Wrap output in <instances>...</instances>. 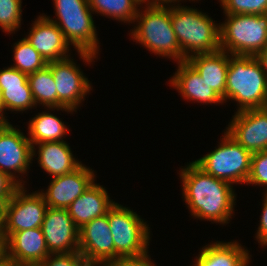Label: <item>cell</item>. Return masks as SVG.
<instances>
[{
    "label": "cell",
    "instance_id": "obj_1",
    "mask_svg": "<svg viewBox=\"0 0 267 266\" xmlns=\"http://www.w3.org/2000/svg\"><path fill=\"white\" fill-rule=\"evenodd\" d=\"M180 169L182 196L191 216L201 221L229 224L237 200L233 185L207 174L193 161Z\"/></svg>",
    "mask_w": 267,
    "mask_h": 266
},
{
    "label": "cell",
    "instance_id": "obj_2",
    "mask_svg": "<svg viewBox=\"0 0 267 266\" xmlns=\"http://www.w3.org/2000/svg\"><path fill=\"white\" fill-rule=\"evenodd\" d=\"M55 19L43 14L63 32L66 41L77 50L79 58L93 64L100 50L99 38L88 0H53Z\"/></svg>",
    "mask_w": 267,
    "mask_h": 266
},
{
    "label": "cell",
    "instance_id": "obj_3",
    "mask_svg": "<svg viewBox=\"0 0 267 266\" xmlns=\"http://www.w3.org/2000/svg\"><path fill=\"white\" fill-rule=\"evenodd\" d=\"M171 23L183 61L196 54L220 50V23L199 9L171 6Z\"/></svg>",
    "mask_w": 267,
    "mask_h": 266
},
{
    "label": "cell",
    "instance_id": "obj_4",
    "mask_svg": "<svg viewBox=\"0 0 267 266\" xmlns=\"http://www.w3.org/2000/svg\"><path fill=\"white\" fill-rule=\"evenodd\" d=\"M237 103V111L267 107V76L253 55H233L227 70L225 103Z\"/></svg>",
    "mask_w": 267,
    "mask_h": 266
},
{
    "label": "cell",
    "instance_id": "obj_5",
    "mask_svg": "<svg viewBox=\"0 0 267 266\" xmlns=\"http://www.w3.org/2000/svg\"><path fill=\"white\" fill-rule=\"evenodd\" d=\"M142 6L135 17L136 24L130 30V37L155 55L172 58L177 63L183 61L171 23V6Z\"/></svg>",
    "mask_w": 267,
    "mask_h": 266
},
{
    "label": "cell",
    "instance_id": "obj_6",
    "mask_svg": "<svg viewBox=\"0 0 267 266\" xmlns=\"http://www.w3.org/2000/svg\"><path fill=\"white\" fill-rule=\"evenodd\" d=\"M267 48V14L225 15L220 23V50L253 55Z\"/></svg>",
    "mask_w": 267,
    "mask_h": 266
},
{
    "label": "cell",
    "instance_id": "obj_7",
    "mask_svg": "<svg viewBox=\"0 0 267 266\" xmlns=\"http://www.w3.org/2000/svg\"><path fill=\"white\" fill-rule=\"evenodd\" d=\"M108 221L116 261L124 257H137L149 251L150 227L136 212L115 202L108 210Z\"/></svg>",
    "mask_w": 267,
    "mask_h": 266
},
{
    "label": "cell",
    "instance_id": "obj_8",
    "mask_svg": "<svg viewBox=\"0 0 267 266\" xmlns=\"http://www.w3.org/2000/svg\"><path fill=\"white\" fill-rule=\"evenodd\" d=\"M213 151L193 161L204 172L232 185L246 184L252 154L224 131Z\"/></svg>",
    "mask_w": 267,
    "mask_h": 266
},
{
    "label": "cell",
    "instance_id": "obj_9",
    "mask_svg": "<svg viewBox=\"0 0 267 266\" xmlns=\"http://www.w3.org/2000/svg\"><path fill=\"white\" fill-rule=\"evenodd\" d=\"M20 186L3 205L2 242L13 232L39 228L48 209L44 197L38 192H28Z\"/></svg>",
    "mask_w": 267,
    "mask_h": 266
},
{
    "label": "cell",
    "instance_id": "obj_10",
    "mask_svg": "<svg viewBox=\"0 0 267 266\" xmlns=\"http://www.w3.org/2000/svg\"><path fill=\"white\" fill-rule=\"evenodd\" d=\"M16 127L10 122L0 124V171L19 186H25L24 175H28L27 171L33 163L32 145L28 137Z\"/></svg>",
    "mask_w": 267,
    "mask_h": 266
},
{
    "label": "cell",
    "instance_id": "obj_11",
    "mask_svg": "<svg viewBox=\"0 0 267 266\" xmlns=\"http://www.w3.org/2000/svg\"><path fill=\"white\" fill-rule=\"evenodd\" d=\"M57 89V108L66 107L77 112L78 107L92 91V84L81 68L69 56L48 62Z\"/></svg>",
    "mask_w": 267,
    "mask_h": 266
},
{
    "label": "cell",
    "instance_id": "obj_12",
    "mask_svg": "<svg viewBox=\"0 0 267 266\" xmlns=\"http://www.w3.org/2000/svg\"><path fill=\"white\" fill-rule=\"evenodd\" d=\"M79 252L88 266H111L116 262L108 211L79 229Z\"/></svg>",
    "mask_w": 267,
    "mask_h": 266
},
{
    "label": "cell",
    "instance_id": "obj_13",
    "mask_svg": "<svg viewBox=\"0 0 267 266\" xmlns=\"http://www.w3.org/2000/svg\"><path fill=\"white\" fill-rule=\"evenodd\" d=\"M225 131L251 154L267 150V107L235 112Z\"/></svg>",
    "mask_w": 267,
    "mask_h": 266
},
{
    "label": "cell",
    "instance_id": "obj_14",
    "mask_svg": "<svg viewBox=\"0 0 267 266\" xmlns=\"http://www.w3.org/2000/svg\"><path fill=\"white\" fill-rule=\"evenodd\" d=\"M96 177L94 170L81 164L73 172L51 178L48 188L38 192L49 208L67 209L92 185Z\"/></svg>",
    "mask_w": 267,
    "mask_h": 266
},
{
    "label": "cell",
    "instance_id": "obj_15",
    "mask_svg": "<svg viewBox=\"0 0 267 266\" xmlns=\"http://www.w3.org/2000/svg\"><path fill=\"white\" fill-rule=\"evenodd\" d=\"M41 229L51 254L79 251V229L67 209H47Z\"/></svg>",
    "mask_w": 267,
    "mask_h": 266
},
{
    "label": "cell",
    "instance_id": "obj_16",
    "mask_svg": "<svg viewBox=\"0 0 267 266\" xmlns=\"http://www.w3.org/2000/svg\"><path fill=\"white\" fill-rule=\"evenodd\" d=\"M2 248L21 266H35L51 254L41 227L11 233L2 242Z\"/></svg>",
    "mask_w": 267,
    "mask_h": 266
},
{
    "label": "cell",
    "instance_id": "obj_17",
    "mask_svg": "<svg viewBox=\"0 0 267 266\" xmlns=\"http://www.w3.org/2000/svg\"><path fill=\"white\" fill-rule=\"evenodd\" d=\"M31 26L25 38L47 62L68 58L71 55V45L66 41L63 32L43 14L37 16Z\"/></svg>",
    "mask_w": 267,
    "mask_h": 266
},
{
    "label": "cell",
    "instance_id": "obj_18",
    "mask_svg": "<svg viewBox=\"0 0 267 266\" xmlns=\"http://www.w3.org/2000/svg\"><path fill=\"white\" fill-rule=\"evenodd\" d=\"M0 102L4 113V123L9 122L6 111L26 112L37 108L28 83V75L12 66L0 69Z\"/></svg>",
    "mask_w": 267,
    "mask_h": 266
},
{
    "label": "cell",
    "instance_id": "obj_19",
    "mask_svg": "<svg viewBox=\"0 0 267 266\" xmlns=\"http://www.w3.org/2000/svg\"><path fill=\"white\" fill-rule=\"evenodd\" d=\"M177 64V71L169 80V84L178 91L183 99L203 103L202 105L224 104L223 98L209 87L187 60Z\"/></svg>",
    "mask_w": 267,
    "mask_h": 266
},
{
    "label": "cell",
    "instance_id": "obj_20",
    "mask_svg": "<svg viewBox=\"0 0 267 266\" xmlns=\"http://www.w3.org/2000/svg\"><path fill=\"white\" fill-rule=\"evenodd\" d=\"M37 154L39 166L52 178L73 172L82 164L75 158L66 141L34 144L32 145V157Z\"/></svg>",
    "mask_w": 267,
    "mask_h": 266
},
{
    "label": "cell",
    "instance_id": "obj_21",
    "mask_svg": "<svg viewBox=\"0 0 267 266\" xmlns=\"http://www.w3.org/2000/svg\"><path fill=\"white\" fill-rule=\"evenodd\" d=\"M115 203L108 195V191L99 183L92 185L67 208L76 227L80 229L91 220L107 214Z\"/></svg>",
    "mask_w": 267,
    "mask_h": 266
},
{
    "label": "cell",
    "instance_id": "obj_22",
    "mask_svg": "<svg viewBox=\"0 0 267 266\" xmlns=\"http://www.w3.org/2000/svg\"><path fill=\"white\" fill-rule=\"evenodd\" d=\"M248 249L237 241H216L200 249L190 266H249L252 262Z\"/></svg>",
    "mask_w": 267,
    "mask_h": 266
},
{
    "label": "cell",
    "instance_id": "obj_23",
    "mask_svg": "<svg viewBox=\"0 0 267 266\" xmlns=\"http://www.w3.org/2000/svg\"><path fill=\"white\" fill-rule=\"evenodd\" d=\"M229 60L230 54L223 50L196 54L187 59L209 87L223 98L224 103Z\"/></svg>",
    "mask_w": 267,
    "mask_h": 266
},
{
    "label": "cell",
    "instance_id": "obj_24",
    "mask_svg": "<svg viewBox=\"0 0 267 266\" xmlns=\"http://www.w3.org/2000/svg\"><path fill=\"white\" fill-rule=\"evenodd\" d=\"M49 109V110H48ZM65 111L73 114L76 112L72 109L62 108H47L48 111H42L37 113L34 117L29 120L28 123V139L31 145L42 143V142H55L64 141L63 138L69 133V128L61 118L57 117L51 111Z\"/></svg>",
    "mask_w": 267,
    "mask_h": 266
},
{
    "label": "cell",
    "instance_id": "obj_25",
    "mask_svg": "<svg viewBox=\"0 0 267 266\" xmlns=\"http://www.w3.org/2000/svg\"><path fill=\"white\" fill-rule=\"evenodd\" d=\"M93 13L123 23L134 24L135 17L143 3L140 0H88Z\"/></svg>",
    "mask_w": 267,
    "mask_h": 266
},
{
    "label": "cell",
    "instance_id": "obj_26",
    "mask_svg": "<svg viewBox=\"0 0 267 266\" xmlns=\"http://www.w3.org/2000/svg\"><path fill=\"white\" fill-rule=\"evenodd\" d=\"M28 83L36 106L57 108V89L48 66L29 74Z\"/></svg>",
    "mask_w": 267,
    "mask_h": 266
},
{
    "label": "cell",
    "instance_id": "obj_27",
    "mask_svg": "<svg viewBox=\"0 0 267 266\" xmlns=\"http://www.w3.org/2000/svg\"><path fill=\"white\" fill-rule=\"evenodd\" d=\"M13 53L14 65L10 66L26 75L41 70L48 65V62L31 46L25 37L13 44Z\"/></svg>",
    "mask_w": 267,
    "mask_h": 266
},
{
    "label": "cell",
    "instance_id": "obj_28",
    "mask_svg": "<svg viewBox=\"0 0 267 266\" xmlns=\"http://www.w3.org/2000/svg\"><path fill=\"white\" fill-rule=\"evenodd\" d=\"M22 0H0V28L6 34H15L21 27Z\"/></svg>",
    "mask_w": 267,
    "mask_h": 266
},
{
    "label": "cell",
    "instance_id": "obj_29",
    "mask_svg": "<svg viewBox=\"0 0 267 266\" xmlns=\"http://www.w3.org/2000/svg\"><path fill=\"white\" fill-rule=\"evenodd\" d=\"M224 15L267 14V0H219Z\"/></svg>",
    "mask_w": 267,
    "mask_h": 266
},
{
    "label": "cell",
    "instance_id": "obj_30",
    "mask_svg": "<svg viewBox=\"0 0 267 266\" xmlns=\"http://www.w3.org/2000/svg\"><path fill=\"white\" fill-rule=\"evenodd\" d=\"M247 185L266 187L263 193L267 194V150L254 153L251 156L250 174Z\"/></svg>",
    "mask_w": 267,
    "mask_h": 266
},
{
    "label": "cell",
    "instance_id": "obj_31",
    "mask_svg": "<svg viewBox=\"0 0 267 266\" xmlns=\"http://www.w3.org/2000/svg\"><path fill=\"white\" fill-rule=\"evenodd\" d=\"M35 266H88L79 251L72 253L50 254L43 262Z\"/></svg>",
    "mask_w": 267,
    "mask_h": 266
},
{
    "label": "cell",
    "instance_id": "obj_32",
    "mask_svg": "<svg viewBox=\"0 0 267 266\" xmlns=\"http://www.w3.org/2000/svg\"><path fill=\"white\" fill-rule=\"evenodd\" d=\"M20 186L7 174L0 171V203L5 204Z\"/></svg>",
    "mask_w": 267,
    "mask_h": 266
},
{
    "label": "cell",
    "instance_id": "obj_33",
    "mask_svg": "<svg viewBox=\"0 0 267 266\" xmlns=\"http://www.w3.org/2000/svg\"><path fill=\"white\" fill-rule=\"evenodd\" d=\"M263 195L262 213L260 215V223L255 238L259 245L265 248L267 246V194L263 193Z\"/></svg>",
    "mask_w": 267,
    "mask_h": 266
},
{
    "label": "cell",
    "instance_id": "obj_34",
    "mask_svg": "<svg viewBox=\"0 0 267 266\" xmlns=\"http://www.w3.org/2000/svg\"><path fill=\"white\" fill-rule=\"evenodd\" d=\"M149 252L137 257H124L113 263L111 266H156L151 261Z\"/></svg>",
    "mask_w": 267,
    "mask_h": 266
},
{
    "label": "cell",
    "instance_id": "obj_35",
    "mask_svg": "<svg viewBox=\"0 0 267 266\" xmlns=\"http://www.w3.org/2000/svg\"><path fill=\"white\" fill-rule=\"evenodd\" d=\"M254 57L260 63L262 70L267 76V48L264 51L258 52Z\"/></svg>",
    "mask_w": 267,
    "mask_h": 266
},
{
    "label": "cell",
    "instance_id": "obj_36",
    "mask_svg": "<svg viewBox=\"0 0 267 266\" xmlns=\"http://www.w3.org/2000/svg\"><path fill=\"white\" fill-rule=\"evenodd\" d=\"M0 266H21L13 258L7 256L3 251L0 254Z\"/></svg>",
    "mask_w": 267,
    "mask_h": 266
},
{
    "label": "cell",
    "instance_id": "obj_37",
    "mask_svg": "<svg viewBox=\"0 0 267 266\" xmlns=\"http://www.w3.org/2000/svg\"><path fill=\"white\" fill-rule=\"evenodd\" d=\"M182 0H149V5L153 6H173L179 5ZM184 1V0H183Z\"/></svg>",
    "mask_w": 267,
    "mask_h": 266
},
{
    "label": "cell",
    "instance_id": "obj_38",
    "mask_svg": "<svg viewBox=\"0 0 267 266\" xmlns=\"http://www.w3.org/2000/svg\"><path fill=\"white\" fill-rule=\"evenodd\" d=\"M3 231V204L0 203V239H2Z\"/></svg>",
    "mask_w": 267,
    "mask_h": 266
},
{
    "label": "cell",
    "instance_id": "obj_39",
    "mask_svg": "<svg viewBox=\"0 0 267 266\" xmlns=\"http://www.w3.org/2000/svg\"><path fill=\"white\" fill-rule=\"evenodd\" d=\"M3 123H4V113H3L2 105L0 102V124H3Z\"/></svg>",
    "mask_w": 267,
    "mask_h": 266
},
{
    "label": "cell",
    "instance_id": "obj_40",
    "mask_svg": "<svg viewBox=\"0 0 267 266\" xmlns=\"http://www.w3.org/2000/svg\"><path fill=\"white\" fill-rule=\"evenodd\" d=\"M143 4L149 5V0H140Z\"/></svg>",
    "mask_w": 267,
    "mask_h": 266
},
{
    "label": "cell",
    "instance_id": "obj_41",
    "mask_svg": "<svg viewBox=\"0 0 267 266\" xmlns=\"http://www.w3.org/2000/svg\"><path fill=\"white\" fill-rule=\"evenodd\" d=\"M2 251H3V248H2V239H0V254H1Z\"/></svg>",
    "mask_w": 267,
    "mask_h": 266
}]
</instances>
